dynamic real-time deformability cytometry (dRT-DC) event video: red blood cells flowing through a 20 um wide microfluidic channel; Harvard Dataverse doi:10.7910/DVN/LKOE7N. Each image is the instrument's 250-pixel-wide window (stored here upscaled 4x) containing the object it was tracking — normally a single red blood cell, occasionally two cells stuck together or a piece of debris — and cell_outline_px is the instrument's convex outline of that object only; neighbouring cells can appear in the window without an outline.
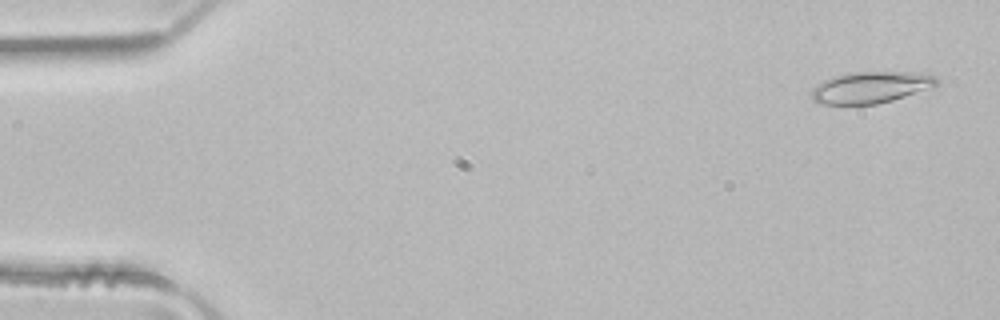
{"species": "common noctule bat (a hibernating species)", "species_latin": "Nyctalus noctula", "temperature_condition": "room temperature", "stored_images_in_passage": 5, "camera_frame_rate_fps": 3000, "um_per_image_px": 0.085, "animal": {"sex": "male", "body_mass_g": 21.5, "forearm_length_mm": 52.0}, "frame": {"image": 1, "passage_image": 1, "time_ms": 0.0, "image_size_px": [1000, 320], "cell_outline_px": [[940, 84], [932, 88], [892, 100], [876, 104], [820, 104], [812, 100], [812, 88], [824, 80], [836, 76], [856, 72], [920, 72], [936, 76], [940, 80]], "centroid_in_image_um": [74.08, 7.42], "position_along_channel_um": 10.9, "area_um2": 23.06}}
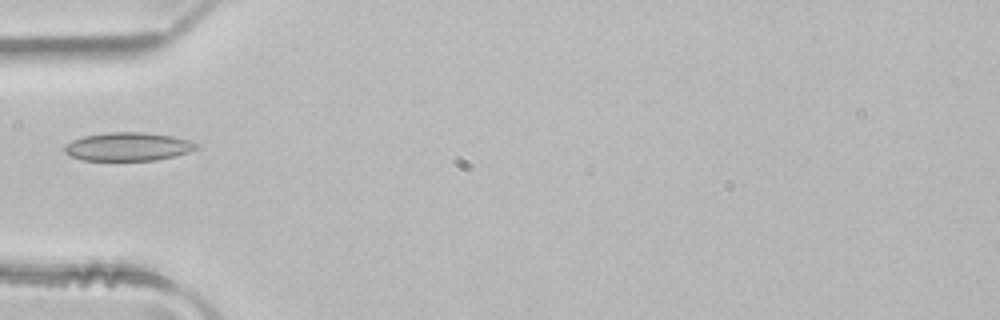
{"frame": {"image": 2, "passage_image": 5, "time_ms": 1.333, "image_size_px": [1000, 320], "cell_outline_px": [[200, 144], [196, 148], [188, 152], [156, 160], [80, 160], [64, 152], [64, 148], [72, 140], [84, 136], [108, 132], [144, 132], [172, 136], [188, 140]], "centroid_in_image_um": [10.87, 12.46], "position_along_channel_um": 74.1, "area_um2": 21.62}}